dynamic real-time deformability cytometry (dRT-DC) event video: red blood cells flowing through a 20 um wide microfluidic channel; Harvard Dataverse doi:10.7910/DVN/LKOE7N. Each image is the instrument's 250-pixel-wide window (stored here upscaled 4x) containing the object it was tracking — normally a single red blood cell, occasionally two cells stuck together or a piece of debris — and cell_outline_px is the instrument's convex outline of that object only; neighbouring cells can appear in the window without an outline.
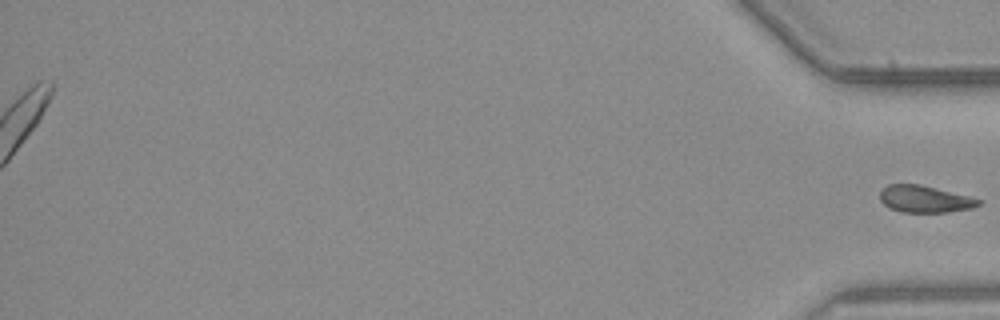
{"species": "common noctule bat (a hibernating species)", "species_latin": "Nyctalus noctula", "temperature_condition": "warm", "stored_images_in_passage": 38, "segment_of_instrument_passage": [2, 2], "camera_frame_rate_fps": 3000, "um_per_image_px": 0.085, "animal": {"sex": "male", "body_mass_g": 23.1, "forearm_length_mm": 52.7}, "frame": {"image": 1, "passage_image": 38, "time_ms": 12.333, "image_size_px": [1000, 320], "cell_outline_px": [[980, 204], [972, 208], [948, 212], [900, 212], [888, 208], [880, 200], [880, 192], [888, 184], [920, 184], [968, 196], [980, 200]], "centroid_in_image_um": [78.56, 16.92], "position_along_channel_um": 356.6, "area_um2": 15.37}}